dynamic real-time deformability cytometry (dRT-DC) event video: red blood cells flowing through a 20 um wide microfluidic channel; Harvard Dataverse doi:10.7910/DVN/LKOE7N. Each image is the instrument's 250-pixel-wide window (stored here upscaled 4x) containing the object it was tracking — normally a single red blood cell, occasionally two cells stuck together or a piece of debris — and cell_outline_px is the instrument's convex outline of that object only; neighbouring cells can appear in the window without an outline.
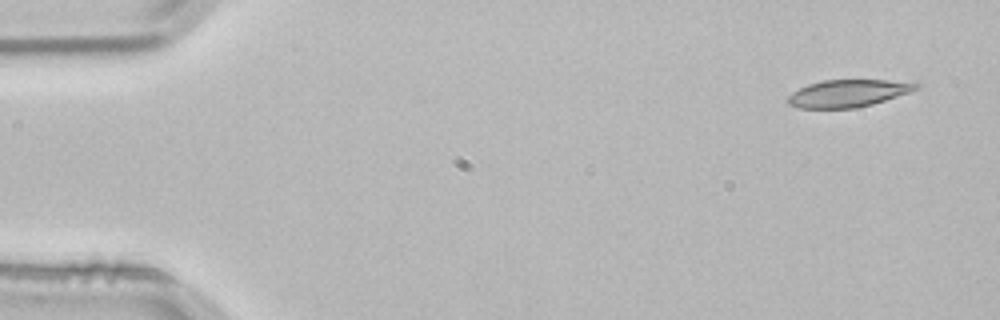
{"species": "common noctule bat (a hibernating species)", "species_latin": "Nyctalus noctula", "temperature_condition": "room temperature", "stored_images_in_passage": 3, "camera_frame_rate_fps": 3000, "um_per_image_px": 0.085, "animal": {"sex": "male", "body_mass_g": 21.5, "forearm_length_mm": 52.0}, "frame": {"image": 1, "passage_image": 1, "time_ms": 0.0, "image_size_px": [1000, 320], "cell_outline_px": [[920, 88], [872, 104], [856, 108], [796, 108], [788, 104], [784, 100], [792, 92], [808, 84], [824, 80], [884, 80], [920, 84]], "centroid_in_image_um": [71.99, 7.94], "position_along_channel_um": 13.0, "area_um2": 20.23}}
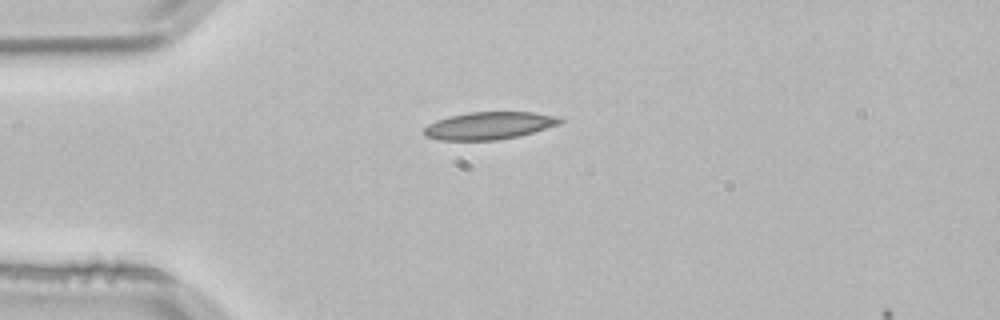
{"frame": {"image": 2, "passage_image": 3, "time_ms": 0.667, "image_size_px": [1000, 320], "cell_outline_px": [[564, 120], [560, 124], [520, 136], [496, 140], [440, 140], [424, 136], [424, 128], [428, 124], [436, 120], [448, 116], [468, 112], [532, 112], [560, 116]], "centroid_in_image_um": [41.59, 10.67], "position_along_channel_um": 43.4, "area_um2": 21.96}}